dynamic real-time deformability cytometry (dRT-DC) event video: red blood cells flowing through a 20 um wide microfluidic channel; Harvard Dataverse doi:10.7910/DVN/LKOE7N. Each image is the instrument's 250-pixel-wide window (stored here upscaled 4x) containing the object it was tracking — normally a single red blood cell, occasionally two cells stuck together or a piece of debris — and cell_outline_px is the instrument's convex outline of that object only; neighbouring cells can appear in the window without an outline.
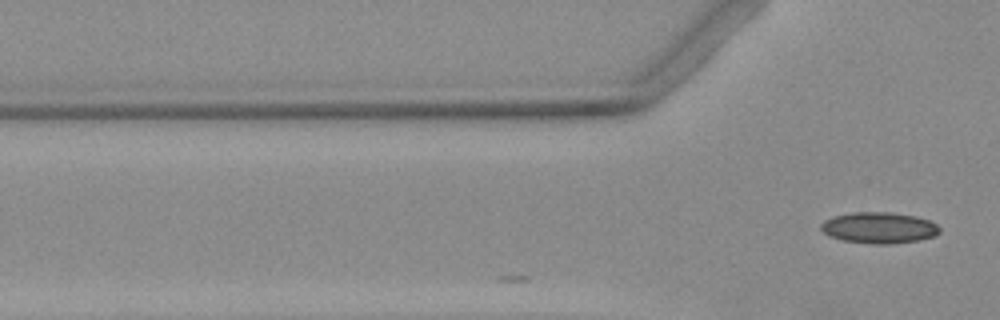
{"species": "Egyptian fruit bat (a non-hibernating species)", "species_latin": "Rousettus aegyptiacus", "temperature_condition": "warm", "stored_images_in_passage": 4, "camera_frame_rate_fps": 3000, "um_per_image_px": 0.085, "animal": {"sex": "female"}, "frame": {"image": 1, "passage_image": 4, "time_ms": 1.0, "image_size_px": [1000, 320], "cell_outline_px": [[940, 232], [936, 236], [920, 240], [888, 244], [872, 244], [844, 240], [828, 236], [820, 228], [820, 224], [824, 220], [832, 216], [852, 212], [888, 212], [916, 216], [928, 220], [936, 224], [940, 228]], "centroid_in_image_um": [74.71, 19.36], "position_along_channel_um": 51.1, "area_um2": 21.68}}